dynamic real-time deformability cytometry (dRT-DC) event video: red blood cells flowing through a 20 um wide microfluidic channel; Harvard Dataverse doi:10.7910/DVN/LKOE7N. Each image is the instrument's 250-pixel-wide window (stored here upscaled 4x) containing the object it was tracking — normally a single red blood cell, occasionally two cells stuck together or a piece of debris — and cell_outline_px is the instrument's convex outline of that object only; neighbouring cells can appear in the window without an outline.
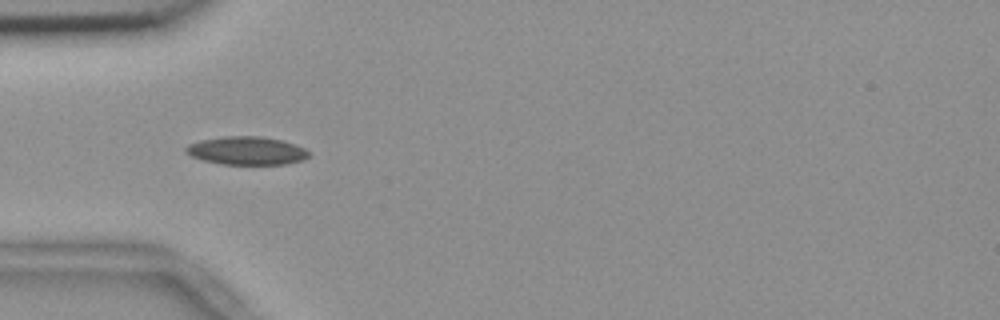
{"species": "common noctule bat (a hibernating species)", "species_latin": "Nyctalus noctula", "temperature_condition": "room temperature", "stored_images_in_passage": 6, "camera_frame_rate_fps": 3000, "um_per_image_px": 0.085, "animal": {"sex": "female", "body_mass_g": 18.4}, "frame": {"image": 1, "passage_image": 5, "time_ms": 1.333, "image_size_px": [1000, 320], "cell_outline_px": [[308, 156], [304, 160], [284, 164], [220, 164], [204, 160], [192, 156], [184, 152], [184, 148], [188, 144], [200, 140], [224, 136], [260, 136], [284, 140], [296, 144], [304, 148], [308, 152]], "centroid_in_image_um": [20.96, 12.8], "position_along_channel_um": 64.0, "area_um2": 20.29}}